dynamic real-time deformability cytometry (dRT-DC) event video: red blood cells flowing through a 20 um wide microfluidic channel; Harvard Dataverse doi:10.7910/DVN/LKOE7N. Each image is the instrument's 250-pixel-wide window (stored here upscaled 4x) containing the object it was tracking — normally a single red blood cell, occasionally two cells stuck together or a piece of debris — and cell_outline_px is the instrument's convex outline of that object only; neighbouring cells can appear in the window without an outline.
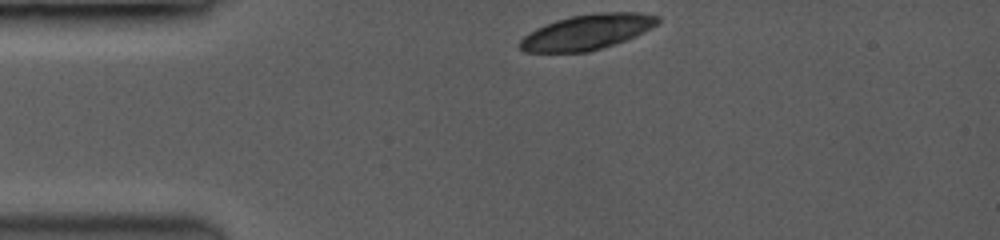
{"species": "common noctule bat (a hibernating species)", "species_latin": "Nyctalus noctula", "temperature_condition": "room temperature", "stored_images_in_passage": 17, "camera_frame_rate_fps": 3500, "um_per_image_px": 0.085, "animal": {"sex": "female", "body_mass_g": 19.0, "forearm_length_mm": 53.3}, "frame": {"image": 1, "passage_image": 1, "time_ms": 0.0, "image_size_px": [1000, 240], "cell_outline_px": [[660, 20], [656, 24], [624, 40], [588, 52], [524, 52], [520, 48], [520, 40], [524, 36], [536, 28], [556, 20], [572, 16], [596, 12], [640, 12], [656, 16]], "centroid_in_image_um": [49.84, 2.71], "position_along_channel_um": 35.2, "area_um2": 27.69}}